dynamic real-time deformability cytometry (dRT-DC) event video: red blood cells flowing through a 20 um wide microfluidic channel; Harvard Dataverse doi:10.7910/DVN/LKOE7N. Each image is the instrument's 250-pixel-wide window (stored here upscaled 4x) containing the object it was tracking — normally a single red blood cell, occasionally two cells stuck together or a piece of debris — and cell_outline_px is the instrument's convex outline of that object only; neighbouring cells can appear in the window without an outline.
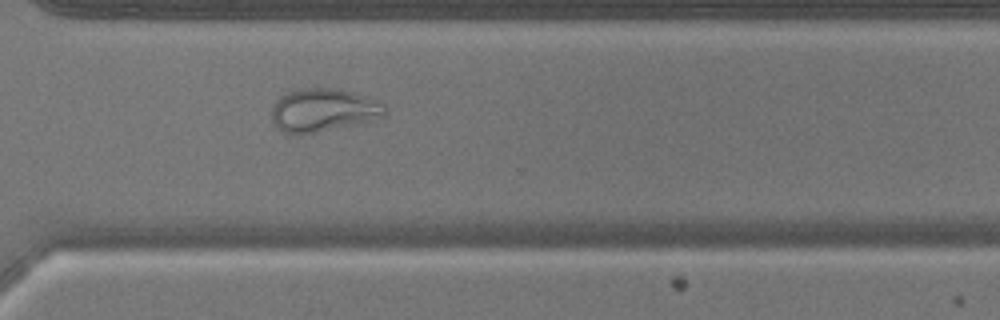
{"species": "common noctule bat (a hibernating species)", "species_latin": "Nyctalus noctula", "temperature_condition": "warm", "stored_images_in_passage": 38, "camera_frame_rate_fps": 3000, "um_per_image_px": 0.085, "animal": {"sex": "male", "body_mass_g": 17.9}, "frame": {"image": 1, "passage_image": 25, "time_ms": 8.0, "image_size_px": [1000, 320], "cell_outline_px": [[388, 112], [384, 116], [300, 136], [284, 132], [276, 128], [272, 120], [272, 108], [276, 100], [280, 96], [288, 92], [300, 88], [332, 88], [352, 92], [368, 96], [380, 100], [384, 104]], "centroid_in_image_um": [27.45, 9.35], "position_along_channel_um": 343.2, "area_um2": 28.5}}
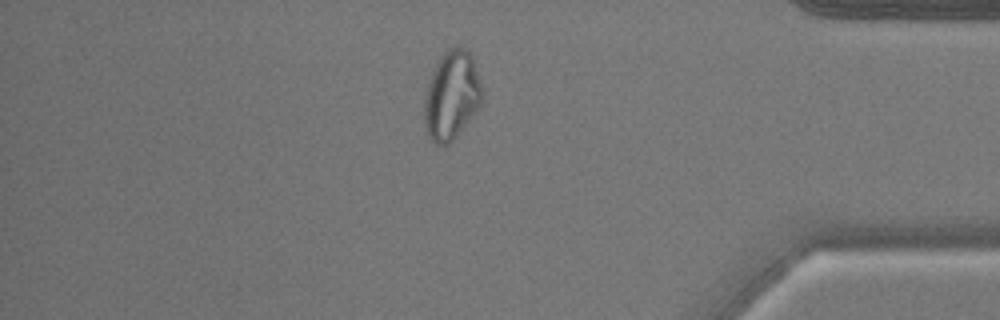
{"frame": {"image": 2, "passage_image": 31, "time_ms": 10.0, "image_size_px": [1000, 320], "cell_outline_px": [[484, 92], [480, 104], [456, 136], [448, 144], [436, 144], [428, 136], [424, 124], [424, 100], [428, 84], [436, 60], [448, 48], [464, 48], [472, 56], [484, 88]], "centroid_in_image_um": [38.39, 8.08], "position_along_channel_um": 396.8, "area_um2": 29.77}}
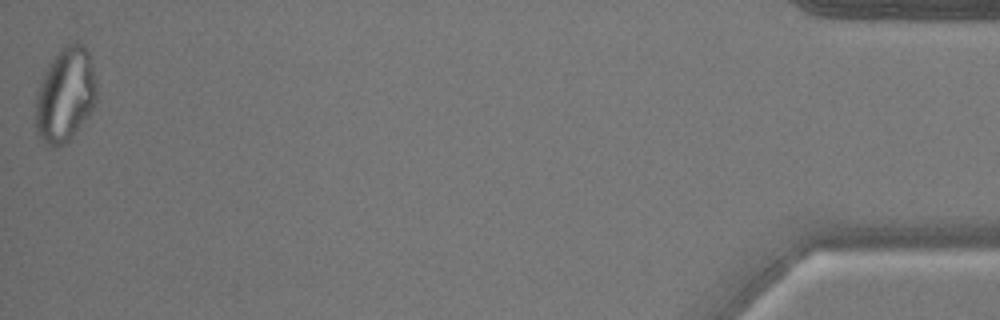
{"frame": {"image": 3, "passage_image": 38, "time_ms": 12.333, "image_size_px": [1000, 320], "cell_outline_px": [[96, 100], [92, 112], [68, 140], [64, 144], [56, 148], [52, 148], [36, 132], [36, 92], [44, 72], [52, 56], [64, 44], [76, 40], [84, 44], [88, 52], [92, 68], [96, 88]], "centroid_in_image_um": [5.54, 8.02], "position_along_channel_um": 429.7, "area_um2": 33.7}}